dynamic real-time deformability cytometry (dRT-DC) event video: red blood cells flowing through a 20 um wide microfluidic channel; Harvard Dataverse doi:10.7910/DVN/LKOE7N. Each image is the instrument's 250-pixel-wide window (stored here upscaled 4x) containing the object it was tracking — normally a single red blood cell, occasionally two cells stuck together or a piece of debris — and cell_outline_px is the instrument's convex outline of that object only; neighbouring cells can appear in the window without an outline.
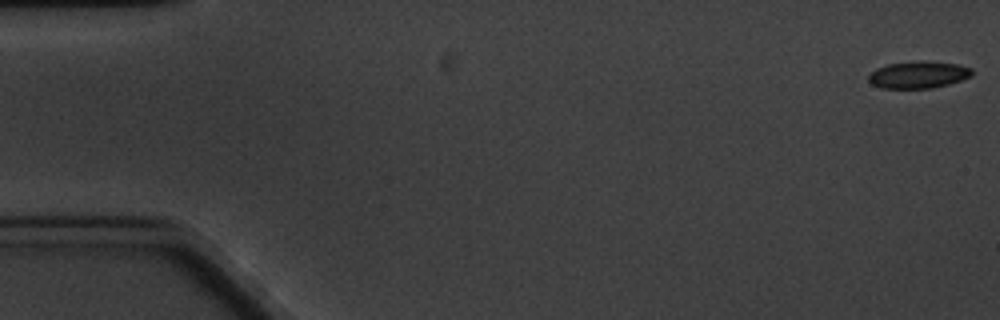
{"species": "common noctule bat (a hibernating species)", "species_latin": "Nyctalus noctula", "temperature_condition": "cold", "stored_images_in_passage": 7, "camera_frame_rate_fps": 3000, "um_per_image_px": 0.085, "animal": {"sex": "male", "body_mass_g": 20.1, "forearm_length_mm": 53.5}, "frame": {"image": 1, "passage_image": 1, "time_ms": 0.0, "image_size_px": [1000, 320], "cell_outline_px": [[972, 76], [948, 84], [932, 88], [880, 88], [872, 84], [868, 80], [868, 76], [876, 68], [888, 64], [920, 60], [956, 64], [972, 68]], "centroid_in_image_um": [78.05, 6.35], "position_along_channel_um": 7.0, "area_um2": 16.24}}
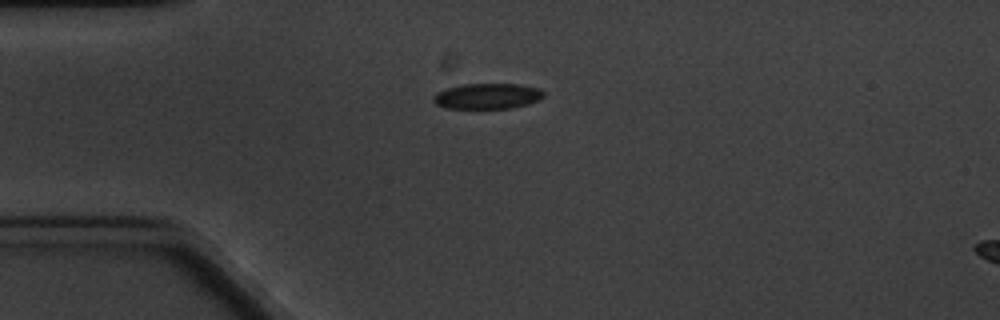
{"frame": {"image": 2, "passage_image": 5, "time_ms": 4.667, "image_size_px": [1000, 320], "cell_outline_px": [[544, 96], [540, 100], [528, 104], [512, 108], [448, 108], [436, 104], [432, 100], [432, 96], [436, 92], [444, 88], [460, 84], [520, 84], [540, 88], [544, 92]], "centroid_in_image_um": [41.42, 8.16], "position_along_channel_um": 43.6, "area_um2": 16.7}}